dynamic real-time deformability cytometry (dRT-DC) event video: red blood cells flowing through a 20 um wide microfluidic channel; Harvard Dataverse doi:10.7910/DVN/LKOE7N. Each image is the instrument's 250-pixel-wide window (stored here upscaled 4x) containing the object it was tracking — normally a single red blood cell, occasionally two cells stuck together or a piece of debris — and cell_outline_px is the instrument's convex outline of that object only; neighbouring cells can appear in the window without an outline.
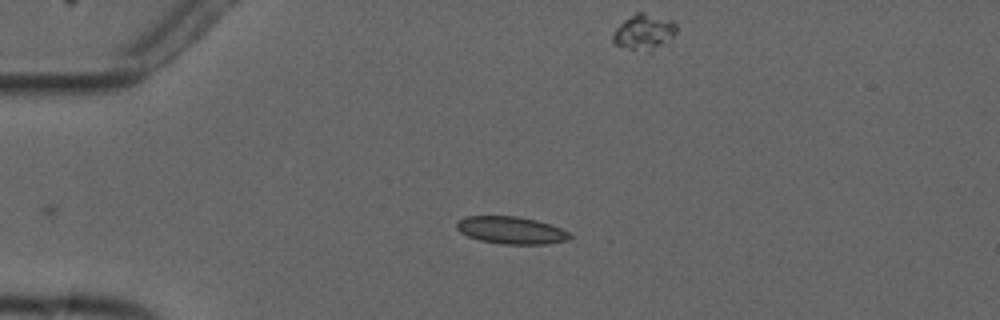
{"species": "common noctule bat (a hibernating species)", "species_latin": "Nyctalus noctula", "temperature_condition": "cold", "stored_images_in_passage": 13, "camera_frame_rate_fps": 3000, "um_per_image_px": 0.085, "animal": {"sex": "male", "forearm_length_mm": 52.5}, "frame": {"image": 1, "passage_image": 1, "time_ms": 0.0, "image_size_px": [1000, 320], "cell_outline_px": [[572, 236], [568, 240], [544, 244], [500, 244], [480, 240], [468, 236], [460, 232], [456, 228], [456, 224], [460, 220], [468, 216], [516, 216], [536, 220], [560, 228], [568, 232]], "centroid_in_image_um": [43.44, 19.57], "position_along_channel_um": 41.6, "area_um2": 17.86}}
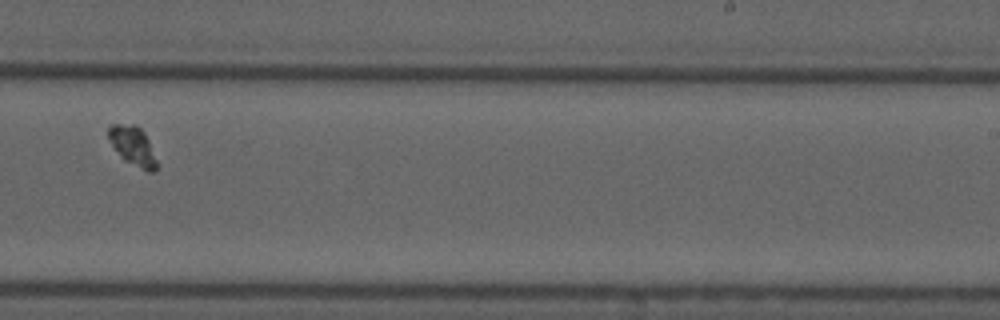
{"frame": {"image": 2, "passage_image": 8, "time_ms": 9.0, "image_size_px": [1000, 320], "cell_outline_px": [[156, 168], [152, 172], [148, 172], [124, 160], [120, 156], [112, 144], [108, 136], [108, 124], [136, 124], [144, 132], [148, 140], [156, 160]], "centroid_in_image_um": [11.27, 12.38], "position_along_channel_um": 277.7, "area_um2": 10.87}}
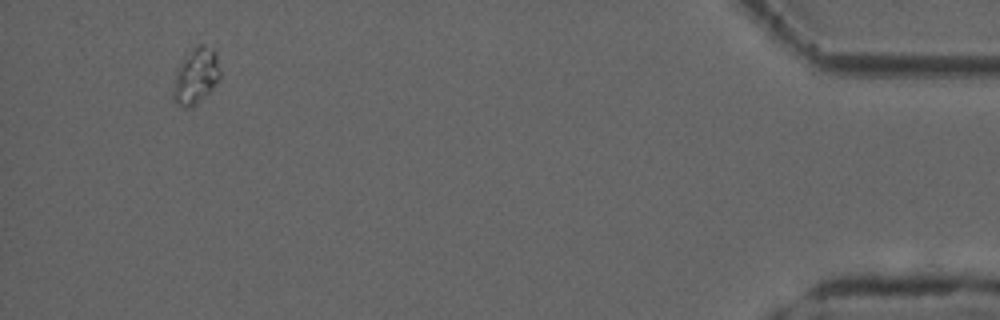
{"frame": {"image": 3, "passage_image": 13, "time_ms": 15.0, "image_size_px": [1000, 320], "cell_outline_px": [[220, 80], [196, 104], [188, 108], [184, 108], [172, 100], [172, 92], [176, 68], [184, 56], [196, 44], [204, 44], [216, 52], [220, 72]], "centroid_in_image_um": [16.62, 6.45], "position_along_channel_um": 418.6, "area_um2": 15.49}}